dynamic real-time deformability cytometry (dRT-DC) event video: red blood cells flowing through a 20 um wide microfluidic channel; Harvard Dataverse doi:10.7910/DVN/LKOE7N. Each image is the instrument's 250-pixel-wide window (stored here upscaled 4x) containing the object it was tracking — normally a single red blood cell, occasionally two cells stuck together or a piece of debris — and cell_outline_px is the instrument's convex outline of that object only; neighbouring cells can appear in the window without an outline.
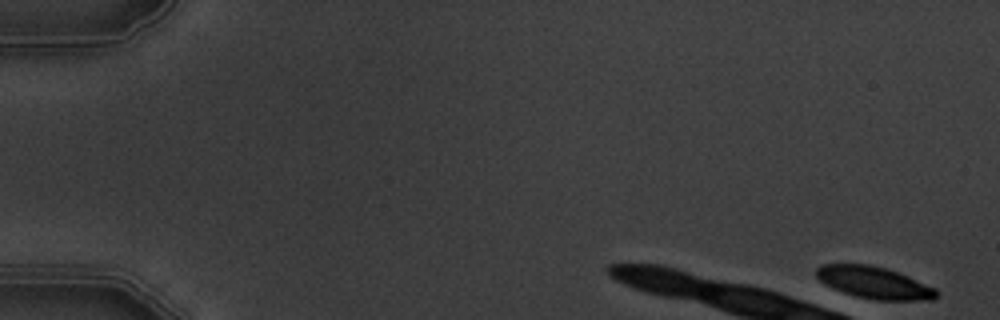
{"species": "common noctule bat (a hibernating species)", "species_latin": "Nyctalus noctula", "temperature_condition": "warm", "stored_images_in_passage": 5, "camera_frame_rate_fps": 3000, "um_per_image_px": 0.085, "animal": {"sex": "male", "body_mass_g": 19.5, "forearm_length_mm": 54.6}, "frame": {"image": 1, "passage_image": 1, "time_ms": 0.0, "image_size_px": [1000, 320], "cell_outline_px": [[940, 292], [932, 300], [876, 300], [856, 296], [844, 292], [824, 284], [816, 276], [816, 268], [820, 264], [868, 264], [884, 268], [908, 276], [936, 288]], "centroid_in_image_um": [74.31, 24.02], "position_along_channel_um": 10.7, "area_um2": 22.25}}